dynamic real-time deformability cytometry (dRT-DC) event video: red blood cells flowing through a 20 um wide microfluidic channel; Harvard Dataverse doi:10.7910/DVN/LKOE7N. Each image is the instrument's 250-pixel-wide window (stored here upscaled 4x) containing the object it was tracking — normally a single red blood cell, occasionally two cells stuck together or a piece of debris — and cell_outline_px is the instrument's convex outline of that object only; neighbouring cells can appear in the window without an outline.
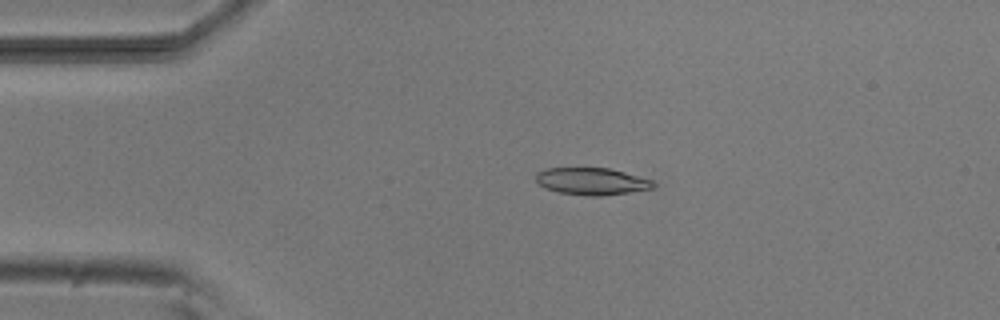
{"species": "common noctule bat (a hibernating species)", "species_latin": "Nyctalus noctula", "temperature_condition": "room temperature", "stored_images_in_passage": 51, "camera_frame_rate_fps": 3000, "um_per_image_px": 0.085, "animal": {"sex": "male", "body_mass_g": 20.5, "forearm_length_mm": 52.5}, "frame": {"image": 1, "passage_image": 10, "time_ms": 3.0, "image_size_px": [1000, 320], "cell_outline_px": [[656, 184], [652, 188], [604, 196], [588, 196], [560, 192], [544, 188], [536, 184], [536, 172], [544, 168], [608, 168], [624, 172], [652, 180]], "centroid_in_image_um": [50.24, 15.41], "position_along_channel_um": 34.8, "area_um2": 18.55}}
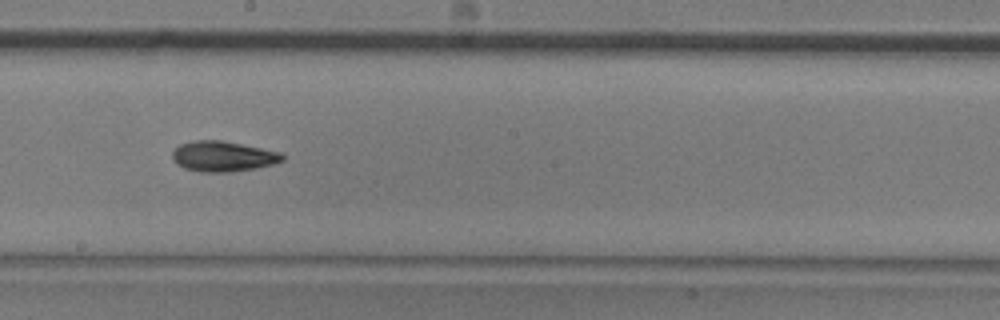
{"frame": {"image": 2, "passage_image": 28, "time_ms": 9.0, "image_size_px": [1000, 320], "cell_outline_px": [[284, 160], [272, 164], [256, 168], [228, 172], [200, 172], [184, 168], [176, 164], [172, 160], [172, 152], [180, 144], [196, 140], [220, 140], [280, 152], [284, 156]], "centroid_in_image_um": [18.91, 13.3], "position_along_channel_um": 229.3, "area_um2": 19.36}}
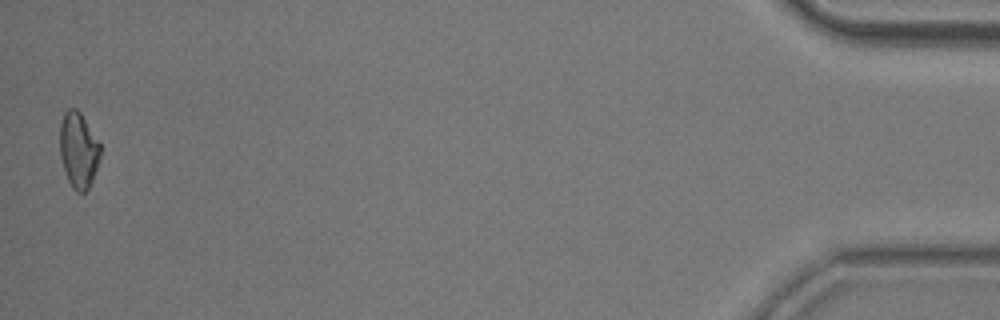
{"frame": {"image": 3, "passage_image": 51, "time_ms": 16.667, "image_size_px": [1000, 320], "cell_outline_px": [[100, 156], [92, 180], [88, 188], [84, 192], [76, 192], [72, 188], [68, 180], [60, 156], [60, 124], [64, 112], [68, 108], [76, 108], [80, 112], [100, 144]], "centroid_in_image_um": [6.65, 12.74], "position_along_channel_um": 428.5, "area_um2": 17.63}, "authors_computed_cell_mechanics": {"area_um2": 18.5538, "velocity_mm_per_s": 3.8315, "shape_relaxation_time_tau1_ms": 4.9103, "shape_relaxation_time_tau2_ms": 4.8457, "deformation_change_tau1": 0.1369, "deformation_change_tau2": 0.121}}